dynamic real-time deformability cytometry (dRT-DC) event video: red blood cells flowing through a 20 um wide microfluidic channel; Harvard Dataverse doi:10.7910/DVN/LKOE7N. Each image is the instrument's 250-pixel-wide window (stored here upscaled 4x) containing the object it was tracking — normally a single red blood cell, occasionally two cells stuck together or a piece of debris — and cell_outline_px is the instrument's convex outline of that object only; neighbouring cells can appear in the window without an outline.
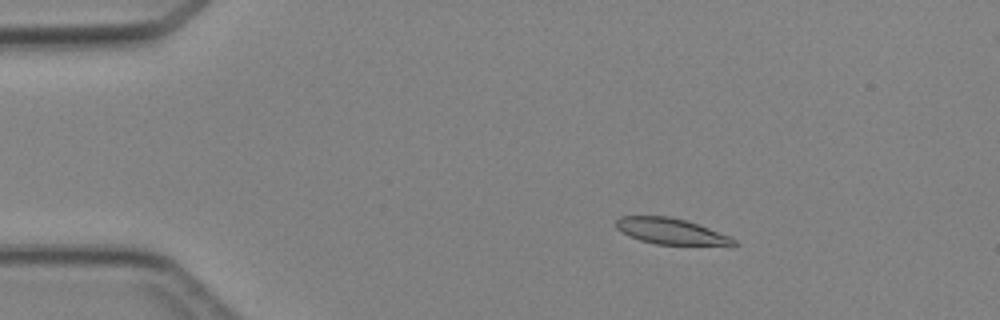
{"species": "Egyptian fruit bat (a non-hibernating species)", "species_latin": "Rousettus aegyptiacus", "temperature_condition": "cold", "stored_images_in_passage": 6, "camera_frame_rate_fps": 3000, "um_per_image_px": 0.085, "animal": {"sex": "female"}, "frame": {"image": 1, "passage_image": 3, "time_ms": 2.667, "image_size_px": [1000, 320], "cell_outline_px": [[740, 244], [736, 248], [732, 248], [656, 244], [640, 240], [628, 236], [616, 228], [616, 220], [620, 216], [668, 216], [684, 220], [708, 228], [728, 236], [736, 240]], "centroid_in_image_um": [57.16, 19.72], "position_along_channel_um": 27.8, "area_um2": 18.55}}
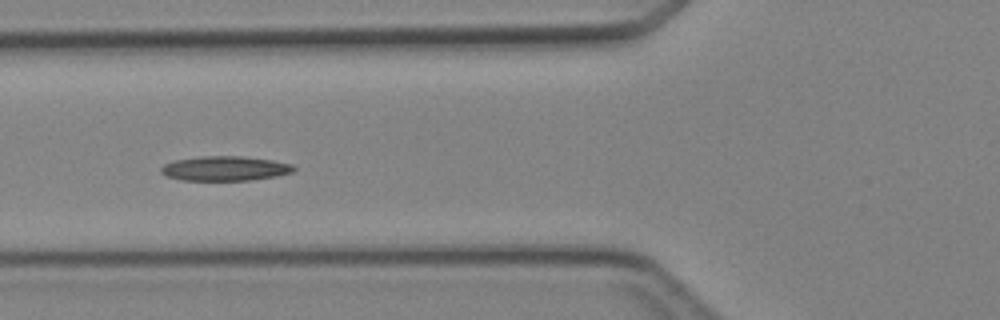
{"frame": {"image": 2, "passage_image": 6, "time_ms": 6.0, "image_size_px": [1000, 320], "cell_outline_px": [[296, 168], [292, 172], [276, 176], [248, 180], [180, 180], [164, 176], [160, 172], [160, 168], [164, 164], [172, 160], [204, 156], [244, 156], [272, 160], [292, 164]], "centroid_in_image_um": [19.07, 14.31], "position_along_channel_um": 106.7, "area_um2": 19.13}}